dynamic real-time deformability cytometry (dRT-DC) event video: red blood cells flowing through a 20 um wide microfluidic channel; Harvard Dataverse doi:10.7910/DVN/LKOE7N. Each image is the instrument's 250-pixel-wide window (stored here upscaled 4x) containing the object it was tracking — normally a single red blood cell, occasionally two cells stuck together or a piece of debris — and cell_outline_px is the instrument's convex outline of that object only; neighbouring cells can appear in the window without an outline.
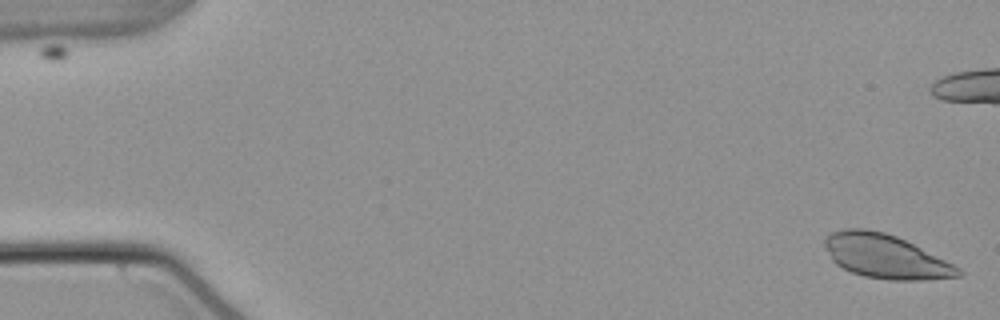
{"species": "common noctule bat (a hibernating species)", "species_latin": "Nyctalus noctula", "temperature_condition": "warm", "stored_images_in_passage": 55, "camera_frame_rate_fps": 3000, "um_per_image_px": 0.085, "animal": {"sex": "male", "body_mass_g": 21.5, "forearm_length_mm": 52.0}, "frame": {"image": 1, "passage_image": 1, "time_ms": 0.0, "image_size_px": [1000, 320], "cell_outline_px": [[964, 272], [960, 276], [920, 280], [892, 280], [864, 276], [852, 272], [836, 264], [832, 260], [824, 244], [824, 236], [832, 232], [844, 228], [864, 228], [884, 232], [896, 236], [960, 268]], "centroid_in_image_um": [75.22, 21.79], "position_along_channel_um": 9.8, "area_um2": 33.76}}